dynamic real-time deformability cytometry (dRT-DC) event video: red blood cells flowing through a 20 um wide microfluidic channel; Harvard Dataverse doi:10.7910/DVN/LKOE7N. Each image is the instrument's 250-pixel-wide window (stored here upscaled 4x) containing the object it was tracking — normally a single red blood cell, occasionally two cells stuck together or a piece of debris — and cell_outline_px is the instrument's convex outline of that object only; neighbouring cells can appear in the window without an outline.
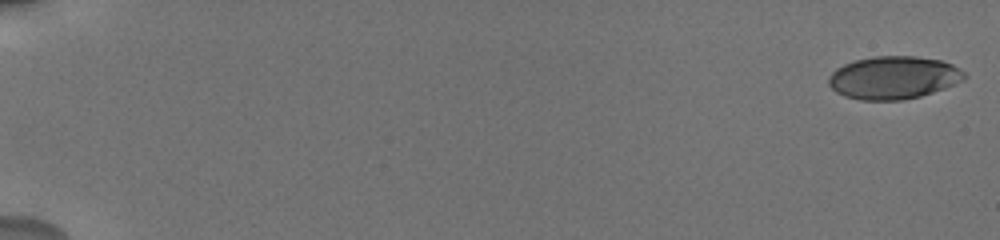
{"species": "human", "species_latin": "Homo sapiens", "temperature_condition": "cold", "stored_images_in_passage": 29, "camera_frame_rate_fps": 3000, "um_per_image_px": 0.085, "donor": {"sex": "male"}, "frame": {"image": 1, "passage_image": 1, "time_ms": 0.0, "image_size_px": [1000, 240], "cell_outline_px": [[968, 76], [964, 80], [944, 88], [920, 96], [904, 100], [860, 100], [844, 96], [836, 92], [828, 84], [828, 76], [836, 68], [844, 64], [856, 60], [872, 56], [916, 56], [940, 60], [952, 64], [960, 68]], "centroid_in_image_um": [75.95, 6.6], "position_along_channel_um": 9.1, "area_um2": 34.04}}
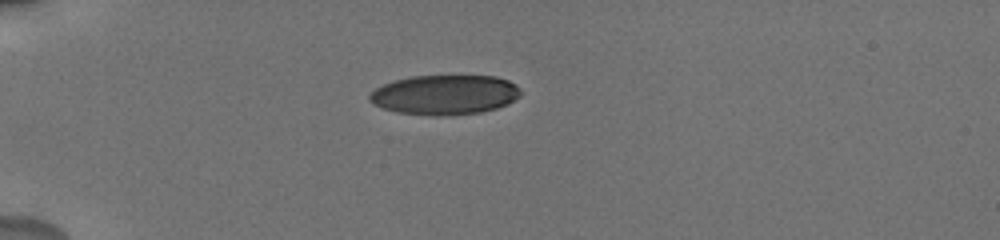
{"frame": {"image": 2, "passage_image": 22, "time_ms": 5.333, "image_size_px": [1000, 240], "cell_outline_px": [[520, 96], [496, 108], [480, 112], [440, 116], [432, 116], [396, 112], [372, 104], [368, 100], [368, 96], [376, 88], [384, 84], [396, 80], [412, 76], [496, 76], [508, 80], [516, 84], [520, 88]], "centroid_in_image_um": [37.78, 8.05], "position_along_channel_um": 47.2, "area_um2": 34.85}}
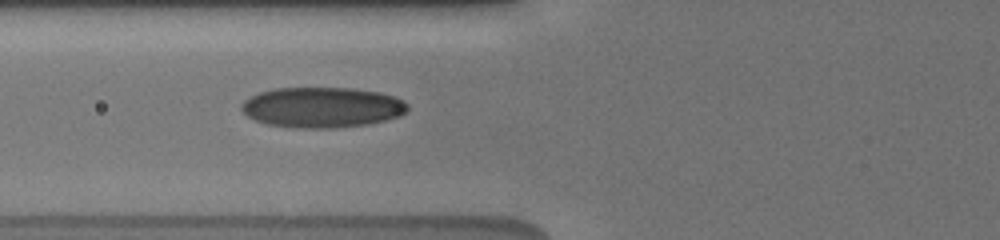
{"frame": {"image": 3, "passage_image": 29, "time_ms": 7.667, "image_size_px": [1000, 240], "cell_outline_px": [[408, 112], [400, 116], [368, 124], [336, 128], [296, 128], [268, 124], [256, 120], [248, 116], [240, 108], [240, 104], [244, 100], [260, 92], [272, 88], [352, 88], [380, 92], [404, 100], [408, 104]], "centroid_in_image_um": [27.4, 9.12], "position_along_channel_um": 98.4, "area_um2": 39.3}}